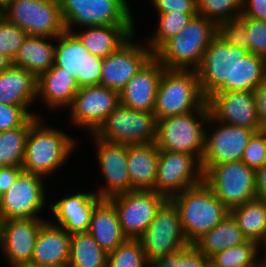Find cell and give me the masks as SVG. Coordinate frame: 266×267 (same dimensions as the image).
Masks as SVG:
<instances>
[{"label":"cell","mask_w":266,"mask_h":267,"mask_svg":"<svg viewBox=\"0 0 266 267\" xmlns=\"http://www.w3.org/2000/svg\"><path fill=\"white\" fill-rule=\"evenodd\" d=\"M201 166L203 181L229 211L256 199V170L241 160Z\"/></svg>","instance_id":"7"},{"label":"cell","mask_w":266,"mask_h":267,"mask_svg":"<svg viewBox=\"0 0 266 267\" xmlns=\"http://www.w3.org/2000/svg\"><path fill=\"white\" fill-rule=\"evenodd\" d=\"M246 241L237 221L229 213L215 228L200 237L194 245L210 258L220 251L241 245Z\"/></svg>","instance_id":"31"},{"label":"cell","mask_w":266,"mask_h":267,"mask_svg":"<svg viewBox=\"0 0 266 267\" xmlns=\"http://www.w3.org/2000/svg\"><path fill=\"white\" fill-rule=\"evenodd\" d=\"M44 119L39 117L30 127L22 169L48 179L65 167L79 143L62 129L44 124Z\"/></svg>","instance_id":"2"},{"label":"cell","mask_w":266,"mask_h":267,"mask_svg":"<svg viewBox=\"0 0 266 267\" xmlns=\"http://www.w3.org/2000/svg\"><path fill=\"white\" fill-rule=\"evenodd\" d=\"M260 267H266V253L264 252L263 257L258 262Z\"/></svg>","instance_id":"51"},{"label":"cell","mask_w":266,"mask_h":267,"mask_svg":"<svg viewBox=\"0 0 266 267\" xmlns=\"http://www.w3.org/2000/svg\"><path fill=\"white\" fill-rule=\"evenodd\" d=\"M203 182L201 162L187 153L159 150L155 192L166 199Z\"/></svg>","instance_id":"13"},{"label":"cell","mask_w":266,"mask_h":267,"mask_svg":"<svg viewBox=\"0 0 266 267\" xmlns=\"http://www.w3.org/2000/svg\"><path fill=\"white\" fill-rule=\"evenodd\" d=\"M158 159L156 142L127 146V166L133 190H154Z\"/></svg>","instance_id":"27"},{"label":"cell","mask_w":266,"mask_h":267,"mask_svg":"<svg viewBox=\"0 0 266 267\" xmlns=\"http://www.w3.org/2000/svg\"><path fill=\"white\" fill-rule=\"evenodd\" d=\"M202 95L215 92L254 91L266 78V60L216 36L196 69Z\"/></svg>","instance_id":"1"},{"label":"cell","mask_w":266,"mask_h":267,"mask_svg":"<svg viewBox=\"0 0 266 267\" xmlns=\"http://www.w3.org/2000/svg\"><path fill=\"white\" fill-rule=\"evenodd\" d=\"M242 15L266 21V0H242Z\"/></svg>","instance_id":"46"},{"label":"cell","mask_w":266,"mask_h":267,"mask_svg":"<svg viewBox=\"0 0 266 267\" xmlns=\"http://www.w3.org/2000/svg\"><path fill=\"white\" fill-rule=\"evenodd\" d=\"M199 16L214 21L217 25L242 15V0H196Z\"/></svg>","instance_id":"37"},{"label":"cell","mask_w":266,"mask_h":267,"mask_svg":"<svg viewBox=\"0 0 266 267\" xmlns=\"http://www.w3.org/2000/svg\"><path fill=\"white\" fill-rule=\"evenodd\" d=\"M78 90L79 86L73 76L67 70L55 65L37 78V101L42 99L48 111L68 109Z\"/></svg>","instance_id":"24"},{"label":"cell","mask_w":266,"mask_h":267,"mask_svg":"<svg viewBox=\"0 0 266 267\" xmlns=\"http://www.w3.org/2000/svg\"><path fill=\"white\" fill-rule=\"evenodd\" d=\"M165 67L153 56L119 92L120 103L137 111L154 112Z\"/></svg>","instance_id":"23"},{"label":"cell","mask_w":266,"mask_h":267,"mask_svg":"<svg viewBox=\"0 0 266 267\" xmlns=\"http://www.w3.org/2000/svg\"><path fill=\"white\" fill-rule=\"evenodd\" d=\"M3 16L2 8L0 7V18Z\"/></svg>","instance_id":"54"},{"label":"cell","mask_w":266,"mask_h":267,"mask_svg":"<svg viewBox=\"0 0 266 267\" xmlns=\"http://www.w3.org/2000/svg\"><path fill=\"white\" fill-rule=\"evenodd\" d=\"M83 29V30H82ZM72 33L89 50L90 54L105 58L116 52L135 33V26H93L83 27Z\"/></svg>","instance_id":"26"},{"label":"cell","mask_w":266,"mask_h":267,"mask_svg":"<svg viewBox=\"0 0 266 267\" xmlns=\"http://www.w3.org/2000/svg\"><path fill=\"white\" fill-rule=\"evenodd\" d=\"M108 254L89 232L71 234L69 267H107Z\"/></svg>","instance_id":"33"},{"label":"cell","mask_w":266,"mask_h":267,"mask_svg":"<svg viewBox=\"0 0 266 267\" xmlns=\"http://www.w3.org/2000/svg\"><path fill=\"white\" fill-rule=\"evenodd\" d=\"M107 267H149V261L138 239H127L108 254Z\"/></svg>","instance_id":"39"},{"label":"cell","mask_w":266,"mask_h":267,"mask_svg":"<svg viewBox=\"0 0 266 267\" xmlns=\"http://www.w3.org/2000/svg\"><path fill=\"white\" fill-rule=\"evenodd\" d=\"M210 258L194 244H189L173 254L164 255L149 262V267H209Z\"/></svg>","instance_id":"38"},{"label":"cell","mask_w":266,"mask_h":267,"mask_svg":"<svg viewBox=\"0 0 266 267\" xmlns=\"http://www.w3.org/2000/svg\"><path fill=\"white\" fill-rule=\"evenodd\" d=\"M254 97L259 123L266 130V78L254 90Z\"/></svg>","instance_id":"47"},{"label":"cell","mask_w":266,"mask_h":267,"mask_svg":"<svg viewBox=\"0 0 266 267\" xmlns=\"http://www.w3.org/2000/svg\"><path fill=\"white\" fill-rule=\"evenodd\" d=\"M207 102L211 116L218 122L264 130L257 116L254 91L215 92Z\"/></svg>","instance_id":"21"},{"label":"cell","mask_w":266,"mask_h":267,"mask_svg":"<svg viewBox=\"0 0 266 267\" xmlns=\"http://www.w3.org/2000/svg\"><path fill=\"white\" fill-rule=\"evenodd\" d=\"M22 171V167H0V196L9 190Z\"/></svg>","instance_id":"48"},{"label":"cell","mask_w":266,"mask_h":267,"mask_svg":"<svg viewBox=\"0 0 266 267\" xmlns=\"http://www.w3.org/2000/svg\"><path fill=\"white\" fill-rule=\"evenodd\" d=\"M152 8H155L156 14L168 12L184 14H197L196 0H149Z\"/></svg>","instance_id":"45"},{"label":"cell","mask_w":266,"mask_h":267,"mask_svg":"<svg viewBox=\"0 0 266 267\" xmlns=\"http://www.w3.org/2000/svg\"><path fill=\"white\" fill-rule=\"evenodd\" d=\"M96 149V159L99 163L104 186L95 188V193L100 199H111L117 195L134 191L127 166V144L109 143L96 138L93 134Z\"/></svg>","instance_id":"19"},{"label":"cell","mask_w":266,"mask_h":267,"mask_svg":"<svg viewBox=\"0 0 266 267\" xmlns=\"http://www.w3.org/2000/svg\"><path fill=\"white\" fill-rule=\"evenodd\" d=\"M56 38L28 35L19 48L13 65L22 67L37 78L54 65Z\"/></svg>","instance_id":"30"},{"label":"cell","mask_w":266,"mask_h":267,"mask_svg":"<svg viewBox=\"0 0 266 267\" xmlns=\"http://www.w3.org/2000/svg\"><path fill=\"white\" fill-rule=\"evenodd\" d=\"M36 100L37 77L34 74L14 65L0 73V103L32 105Z\"/></svg>","instance_id":"29"},{"label":"cell","mask_w":266,"mask_h":267,"mask_svg":"<svg viewBox=\"0 0 266 267\" xmlns=\"http://www.w3.org/2000/svg\"><path fill=\"white\" fill-rule=\"evenodd\" d=\"M88 232L107 254L128 239L122 231L116 208L109 199H102L95 206Z\"/></svg>","instance_id":"28"},{"label":"cell","mask_w":266,"mask_h":267,"mask_svg":"<svg viewBox=\"0 0 266 267\" xmlns=\"http://www.w3.org/2000/svg\"><path fill=\"white\" fill-rule=\"evenodd\" d=\"M206 101L196 70L164 69L153 113L161 120L196 111Z\"/></svg>","instance_id":"6"},{"label":"cell","mask_w":266,"mask_h":267,"mask_svg":"<svg viewBox=\"0 0 266 267\" xmlns=\"http://www.w3.org/2000/svg\"><path fill=\"white\" fill-rule=\"evenodd\" d=\"M66 31L76 27L135 26L127 0H59Z\"/></svg>","instance_id":"8"},{"label":"cell","mask_w":266,"mask_h":267,"mask_svg":"<svg viewBox=\"0 0 266 267\" xmlns=\"http://www.w3.org/2000/svg\"><path fill=\"white\" fill-rule=\"evenodd\" d=\"M9 0H0V7L3 8Z\"/></svg>","instance_id":"53"},{"label":"cell","mask_w":266,"mask_h":267,"mask_svg":"<svg viewBox=\"0 0 266 267\" xmlns=\"http://www.w3.org/2000/svg\"><path fill=\"white\" fill-rule=\"evenodd\" d=\"M138 240L149 262L189 245L183 234L179 210L171 199L161 204L153 221Z\"/></svg>","instance_id":"11"},{"label":"cell","mask_w":266,"mask_h":267,"mask_svg":"<svg viewBox=\"0 0 266 267\" xmlns=\"http://www.w3.org/2000/svg\"><path fill=\"white\" fill-rule=\"evenodd\" d=\"M109 200L116 208L124 235L128 239H138L166 198L155 191L134 190Z\"/></svg>","instance_id":"17"},{"label":"cell","mask_w":266,"mask_h":267,"mask_svg":"<svg viewBox=\"0 0 266 267\" xmlns=\"http://www.w3.org/2000/svg\"><path fill=\"white\" fill-rule=\"evenodd\" d=\"M70 241L71 234L48 219L39 230L30 265H68Z\"/></svg>","instance_id":"25"},{"label":"cell","mask_w":266,"mask_h":267,"mask_svg":"<svg viewBox=\"0 0 266 267\" xmlns=\"http://www.w3.org/2000/svg\"><path fill=\"white\" fill-rule=\"evenodd\" d=\"M136 35L138 34L135 33L116 52L103 58L99 85L120 92L128 81L154 56L145 41L140 42L139 40L138 43Z\"/></svg>","instance_id":"18"},{"label":"cell","mask_w":266,"mask_h":267,"mask_svg":"<svg viewBox=\"0 0 266 267\" xmlns=\"http://www.w3.org/2000/svg\"><path fill=\"white\" fill-rule=\"evenodd\" d=\"M2 13L28 35L56 38L66 31L59 0H9Z\"/></svg>","instance_id":"10"},{"label":"cell","mask_w":266,"mask_h":267,"mask_svg":"<svg viewBox=\"0 0 266 267\" xmlns=\"http://www.w3.org/2000/svg\"><path fill=\"white\" fill-rule=\"evenodd\" d=\"M120 104L119 92L101 85L79 87L68 108L71 127L93 134Z\"/></svg>","instance_id":"15"},{"label":"cell","mask_w":266,"mask_h":267,"mask_svg":"<svg viewBox=\"0 0 266 267\" xmlns=\"http://www.w3.org/2000/svg\"><path fill=\"white\" fill-rule=\"evenodd\" d=\"M247 240L256 242L266 252V203L259 199L230 210Z\"/></svg>","instance_id":"32"},{"label":"cell","mask_w":266,"mask_h":267,"mask_svg":"<svg viewBox=\"0 0 266 267\" xmlns=\"http://www.w3.org/2000/svg\"><path fill=\"white\" fill-rule=\"evenodd\" d=\"M171 200L179 210L183 234L189 244H194L230 213L204 181Z\"/></svg>","instance_id":"4"},{"label":"cell","mask_w":266,"mask_h":267,"mask_svg":"<svg viewBox=\"0 0 266 267\" xmlns=\"http://www.w3.org/2000/svg\"><path fill=\"white\" fill-rule=\"evenodd\" d=\"M217 35L218 25L197 14L154 57L165 69L196 70L202 62L205 50Z\"/></svg>","instance_id":"3"},{"label":"cell","mask_w":266,"mask_h":267,"mask_svg":"<svg viewBox=\"0 0 266 267\" xmlns=\"http://www.w3.org/2000/svg\"><path fill=\"white\" fill-rule=\"evenodd\" d=\"M261 251L265 250H262L256 242L247 240L241 245L212 255L210 262L214 267H254L263 257L259 254Z\"/></svg>","instance_id":"36"},{"label":"cell","mask_w":266,"mask_h":267,"mask_svg":"<svg viewBox=\"0 0 266 267\" xmlns=\"http://www.w3.org/2000/svg\"><path fill=\"white\" fill-rule=\"evenodd\" d=\"M259 131L262 130L224 124L210 115L205 128L201 165H218L240 161L249 140Z\"/></svg>","instance_id":"14"},{"label":"cell","mask_w":266,"mask_h":267,"mask_svg":"<svg viewBox=\"0 0 266 267\" xmlns=\"http://www.w3.org/2000/svg\"><path fill=\"white\" fill-rule=\"evenodd\" d=\"M39 117L31 116L22 126L0 132V167H22L30 127Z\"/></svg>","instance_id":"34"},{"label":"cell","mask_w":266,"mask_h":267,"mask_svg":"<svg viewBox=\"0 0 266 267\" xmlns=\"http://www.w3.org/2000/svg\"><path fill=\"white\" fill-rule=\"evenodd\" d=\"M241 161L255 170L266 164V130L256 132L249 140Z\"/></svg>","instance_id":"44"},{"label":"cell","mask_w":266,"mask_h":267,"mask_svg":"<svg viewBox=\"0 0 266 267\" xmlns=\"http://www.w3.org/2000/svg\"><path fill=\"white\" fill-rule=\"evenodd\" d=\"M210 115L206 101L196 111L157 120V147L159 150L194 155L201 162L205 128Z\"/></svg>","instance_id":"5"},{"label":"cell","mask_w":266,"mask_h":267,"mask_svg":"<svg viewBox=\"0 0 266 267\" xmlns=\"http://www.w3.org/2000/svg\"><path fill=\"white\" fill-rule=\"evenodd\" d=\"M45 182L46 178L41 175L23 170L9 190L0 196V220L43 218L42 211L50 207Z\"/></svg>","instance_id":"12"},{"label":"cell","mask_w":266,"mask_h":267,"mask_svg":"<svg viewBox=\"0 0 266 267\" xmlns=\"http://www.w3.org/2000/svg\"><path fill=\"white\" fill-rule=\"evenodd\" d=\"M44 218L0 220V253L8 267L30 265L36 239Z\"/></svg>","instance_id":"20"},{"label":"cell","mask_w":266,"mask_h":267,"mask_svg":"<svg viewBox=\"0 0 266 267\" xmlns=\"http://www.w3.org/2000/svg\"><path fill=\"white\" fill-rule=\"evenodd\" d=\"M32 105L0 103V132L22 126L31 116H40L32 111ZM38 114V115H37Z\"/></svg>","instance_id":"41"},{"label":"cell","mask_w":266,"mask_h":267,"mask_svg":"<svg viewBox=\"0 0 266 267\" xmlns=\"http://www.w3.org/2000/svg\"><path fill=\"white\" fill-rule=\"evenodd\" d=\"M103 58L89 50L72 33L56 37L54 65L67 70L79 87L100 84Z\"/></svg>","instance_id":"16"},{"label":"cell","mask_w":266,"mask_h":267,"mask_svg":"<svg viewBox=\"0 0 266 267\" xmlns=\"http://www.w3.org/2000/svg\"><path fill=\"white\" fill-rule=\"evenodd\" d=\"M239 19L245 24L249 49L248 52L263 57L266 60V21L241 15Z\"/></svg>","instance_id":"42"},{"label":"cell","mask_w":266,"mask_h":267,"mask_svg":"<svg viewBox=\"0 0 266 267\" xmlns=\"http://www.w3.org/2000/svg\"><path fill=\"white\" fill-rule=\"evenodd\" d=\"M256 198L266 203V164L256 170Z\"/></svg>","instance_id":"49"},{"label":"cell","mask_w":266,"mask_h":267,"mask_svg":"<svg viewBox=\"0 0 266 267\" xmlns=\"http://www.w3.org/2000/svg\"><path fill=\"white\" fill-rule=\"evenodd\" d=\"M28 34L18 25L8 21L4 16L0 18V53L12 61Z\"/></svg>","instance_id":"40"},{"label":"cell","mask_w":266,"mask_h":267,"mask_svg":"<svg viewBox=\"0 0 266 267\" xmlns=\"http://www.w3.org/2000/svg\"><path fill=\"white\" fill-rule=\"evenodd\" d=\"M25 267H69L68 265H60V266H37V265H27Z\"/></svg>","instance_id":"52"},{"label":"cell","mask_w":266,"mask_h":267,"mask_svg":"<svg viewBox=\"0 0 266 267\" xmlns=\"http://www.w3.org/2000/svg\"><path fill=\"white\" fill-rule=\"evenodd\" d=\"M196 15L184 14L182 12L157 14V27L150 33L148 38H145V43L151 48L153 54H155L168 40L182 31L191 18Z\"/></svg>","instance_id":"35"},{"label":"cell","mask_w":266,"mask_h":267,"mask_svg":"<svg viewBox=\"0 0 266 267\" xmlns=\"http://www.w3.org/2000/svg\"><path fill=\"white\" fill-rule=\"evenodd\" d=\"M218 36L228 45L248 51L249 40L245 24L239 19L226 20L218 24Z\"/></svg>","instance_id":"43"},{"label":"cell","mask_w":266,"mask_h":267,"mask_svg":"<svg viewBox=\"0 0 266 267\" xmlns=\"http://www.w3.org/2000/svg\"><path fill=\"white\" fill-rule=\"evenodd\" d=\"M55 203H49L53 224L62 227L69 234L88 232L91 216L95 206L102 200L95 191L76 192L64 197Z\"/></svg>","instance_id":"22"},{"label":"cell","mask_w":266,"mask_h":267,"mask_svg":"<svg viewBox=\"0 0 266 267\" xmlns=\"http://www.w3.org/2000/svg\"><path fill=\"white\" fill-rule=\"evenodd\" d=\"M93 135L109 143H153L156 142L157 120L153 112L137 111L120 103Z\"/></svg>","instance_id":"9"},{"label":"cell","mask_w":266,"mask_h":267,"mask_svg":"<svg viewBox=\"0 0 266 267\" xmlns=\"http://www.w3.org/2000/svg\"><path fill=\"white\" fill-rule=\"evenodd\" d=\"M13 65L12 60L0 53V73L7 70Z\"/></svg>","instance_id":"50"}]
</instances>
